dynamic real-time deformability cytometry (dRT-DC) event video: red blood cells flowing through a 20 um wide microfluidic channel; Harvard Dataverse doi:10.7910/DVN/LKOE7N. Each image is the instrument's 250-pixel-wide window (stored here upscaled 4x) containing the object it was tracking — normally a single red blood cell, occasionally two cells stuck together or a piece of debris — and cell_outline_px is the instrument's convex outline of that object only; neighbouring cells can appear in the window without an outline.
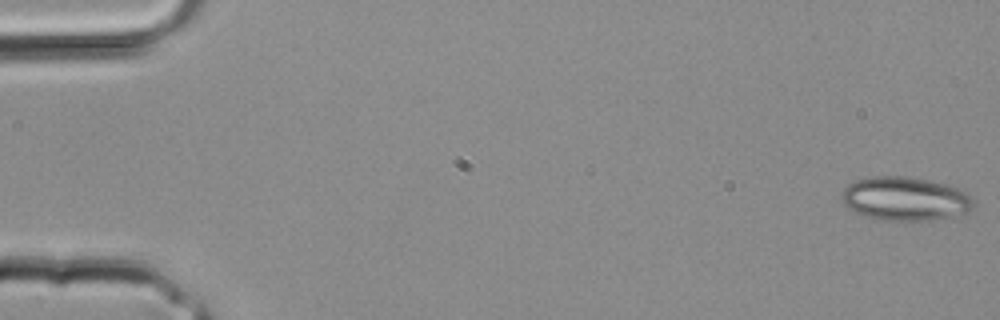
{"species": "common noctule bat (a hibernating species)", "species_latin": "Nyctalus noctula", "temperature_condition": "room temperature", "stored_images_in_passage": 13, "camera_frame_rate_fps": 3000, "um_per_image_px": 0.085, "animal": {"sex": "male", "body_mass_g": 20.4}, "frame": {"image": 1, "passage_image": 1, "time_ms": 0.0, "image_size_px": [1000, 320], "cell_outline_px": [[976, 204], [968, 212], [952, 216], [928, 220], [884, 220], [864, 216], [848, 208], [840, 200], [840, 192], [848, 184], [856, 180], [872, 176], [908, 176], [948, 184], [960, 188], [968, 192], [972, 196]], "centroid_in_image_um": [76.95, 16.88], "position_along_channel_um": 8.1, "area_um2": 34.04}}